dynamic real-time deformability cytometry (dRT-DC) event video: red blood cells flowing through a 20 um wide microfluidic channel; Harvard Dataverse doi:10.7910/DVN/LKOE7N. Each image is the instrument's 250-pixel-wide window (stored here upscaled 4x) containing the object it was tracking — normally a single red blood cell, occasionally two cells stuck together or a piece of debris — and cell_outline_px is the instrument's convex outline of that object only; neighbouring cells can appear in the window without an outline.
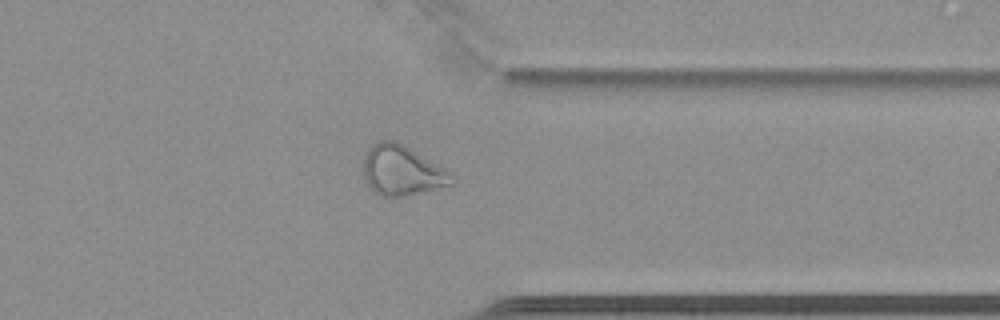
{"species": "common noctule bat (a hibernating species)", "species_latin": "Nyctalus noctula", "temperature_condition": "cold", "stored_images_in_passage": 51, "camera_frame_rate_fps": 3000, "um_per_image_px": 0.085, "animal": {"sex": "female", "body_mass_g": 22.7, "forearm_length_mm": 54.2}, "frame": {"image": 1, "passage_image": 51, "time_ms": 16.667, "image_size_px": [1000, 320], "cell_outline_px": [[456, 184], [404, 196], [380, 196], [368, 184], [364, 176], [364, 156], [368, 148], [372, 144], [380, 140], [396, 140], [452, 172], [456, 176]], "centroid_in_image_um": [34.22, 14.48], "position_along_channel_um": 377.2, "area_um2": 25.89}, "authors_computed_cell_mechanics": {"area_um2": 25.8944, "velocity_mm_per_s": 3.45, "shape_relaxation_time_tau1_ms": null, "shape_relaxation_time_tau2_ms": 6.0205, "deformation_change_tau1": null, "deformation_change_tau2": 0.1445}}